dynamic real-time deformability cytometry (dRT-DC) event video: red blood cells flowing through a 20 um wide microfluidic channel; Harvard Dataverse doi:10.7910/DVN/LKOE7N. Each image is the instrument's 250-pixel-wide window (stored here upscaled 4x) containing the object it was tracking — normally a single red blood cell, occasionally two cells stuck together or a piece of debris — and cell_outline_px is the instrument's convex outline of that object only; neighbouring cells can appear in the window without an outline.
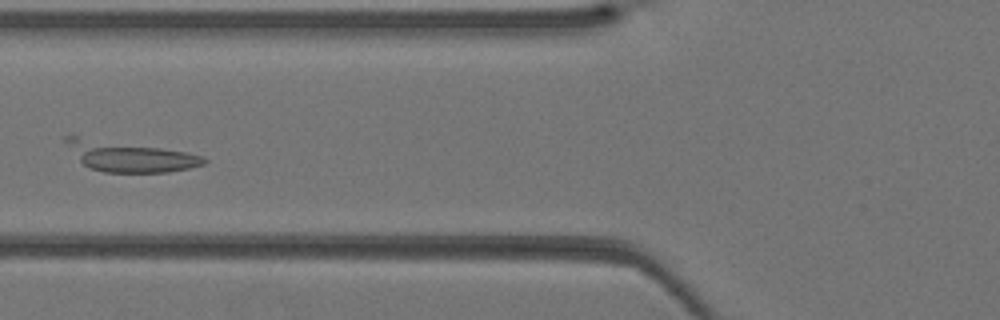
{"species": "Egyptian fruit bat (a non-hibernating species)", "species_latin": "Rousettus aegyptiacus", "temperature_condition": "warm", "stored_images_in_passage": 41, "camera_frame_rate_fps": 3000, "um_per_image_px": 0.085, "animal": {"sex": "female"}, "frame": {"image": 1, "passage_image": 15, "time_ms": 4.667, "image_size_px": [1000, 320], "cell_outline_px": [[208, 160], [204, 164], [188, 168], [168, 172], [104, 172], [92, 168], [84, 164], [80, 160], [64, 140], [64, 136], [72, 132], [188, 152], [200, 156]], "centroid_in_image_um": [10.92, 13.21], "position_along_channel_um": 114.9, "area_um2": 25.09}}
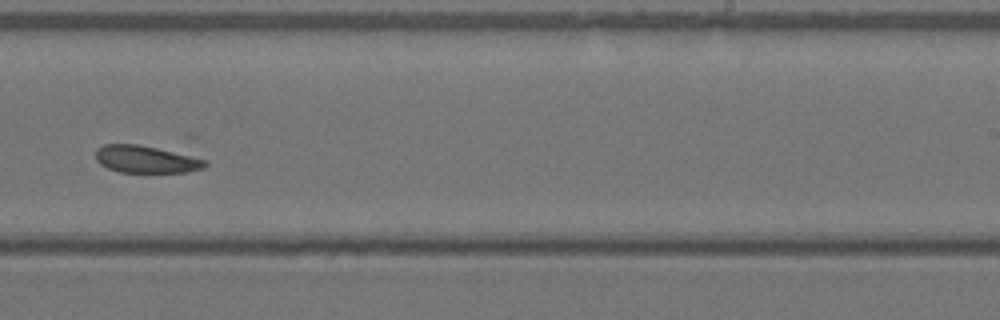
{"frame": {"image": 2, "passage_image": 25, "time_ms": 8.0, "image_size_px": [1000, 320], "cell_outline_px": [[208, 164], [204, 168], [184, 172], [120, 172], [108, 168], [100, 164], [96, 160], [96, 148], [104, 144], [136, 144], [156, 148], [208, 160]], "centroid_in_image_um": [12.38, 13.54], "position_along_channel_um": 276.6, "area_um2": 17.22}}
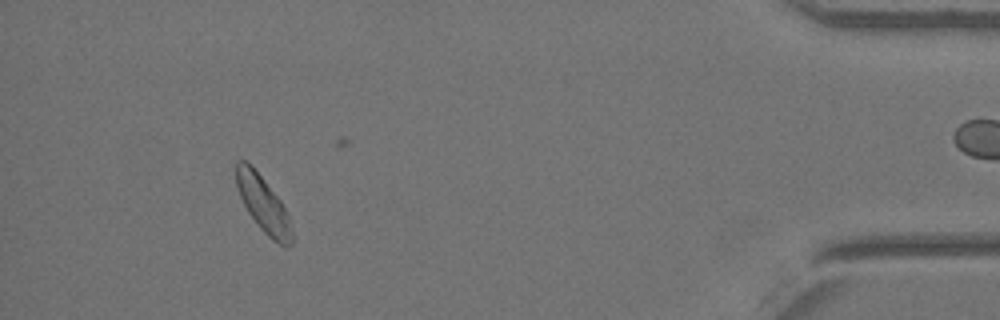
{"frame": {"image": 3, "passage_image": 37, "time_ms": 12.0, "image_size_px": [1000, 320], "cell_outline_px": [[292, 244], [288, 248], [284, 248], [272, 240], [260, 228], [248, 212], [236, 188], [236, 160], [244, 160], [264, 180], [280, 200], [288, 216], [292, 232]], "centroid_in_image_um": [22.38, 17.41], "position_along_channel_um": 412.8, "area_um2": 17.86}}